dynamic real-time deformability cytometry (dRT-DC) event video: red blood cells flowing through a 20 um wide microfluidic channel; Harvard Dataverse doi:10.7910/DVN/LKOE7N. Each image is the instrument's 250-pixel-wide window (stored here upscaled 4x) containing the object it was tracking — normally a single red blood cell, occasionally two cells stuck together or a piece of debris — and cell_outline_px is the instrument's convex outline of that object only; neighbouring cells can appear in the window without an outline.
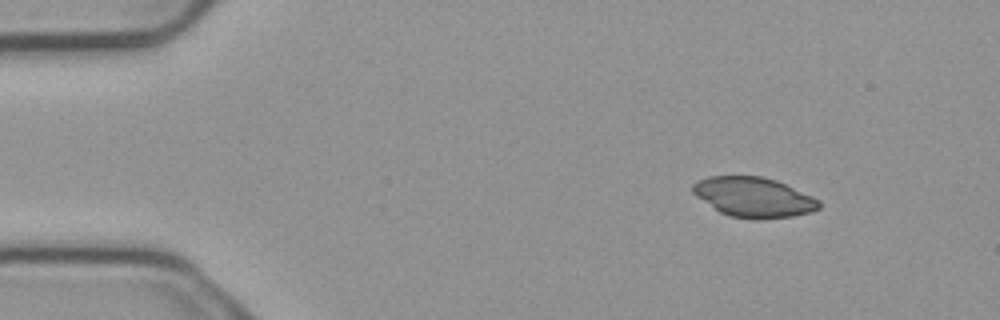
{"species": "common noctule bat (a hibernating species)", "species_latin": "Nyctalus noctula", "temperature_condition": "cold", "stored_images_in_passage": 6, "camera_frame_rate_fps": 3000, "um_per_image_px": 0.085, "animal": {"sex": "male", "body_mass_g": 23.1, "forearm_length_mm": 52.7}, "frame": {"image": 1, "passage_image": 1, "time_ms": 0.0, "image_size_px": [1000, 320], "cell_outline_px": [[820, 208], [812, 212], [792, 216], [728, 216], [720, 212], [696, 196], [692, 192], [692, 184], [696, 180], [708, 176], [760, 176], [776, 180], [812, 196], [820, 200]], "centroid_in_image_um": [64.03, 16.71], "position_along_channel_um": 21.0, "area_um2": 28.55}}